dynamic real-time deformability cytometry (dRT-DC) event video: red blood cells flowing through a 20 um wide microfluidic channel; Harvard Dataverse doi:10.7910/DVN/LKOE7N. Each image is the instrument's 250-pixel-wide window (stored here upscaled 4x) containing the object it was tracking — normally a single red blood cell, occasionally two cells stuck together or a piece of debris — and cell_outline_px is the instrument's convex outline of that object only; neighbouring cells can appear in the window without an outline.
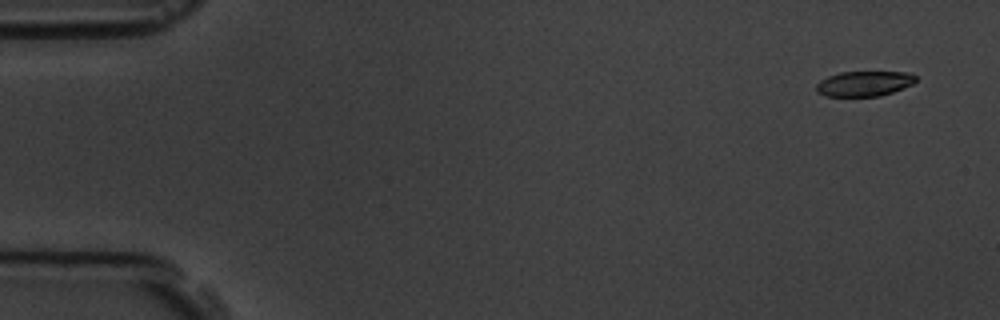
{"species": "common noctule bat (a hibernating species)", "species_latin": "Nyctalus noctula", "temperature_condition": "room temperature", "stored_images_in_passage": 5, "camera_frame_rate_fps": 3000, "um_per_image_px": 0.085, "animal": {"sex": "male", "body_mass_g": 19.5, "forearm_length_mm": 54.6}, "frame": {"image": 1, "passage_image": 1, "time_ms": 0.0, "image_size_px": [1000, 320], "cell_outline_px": [[916, 80], [912, 84], [892, 92], [880, 96], [828, 96], [816, 92], [816, 84], [820, 80], [828, 76], [840, 72], [908, 72], [916, 76]], "centroid_in_image_um": [73.44, 7.1], "position_along_channel_um": 11.6, "area_um2": 14.51}}
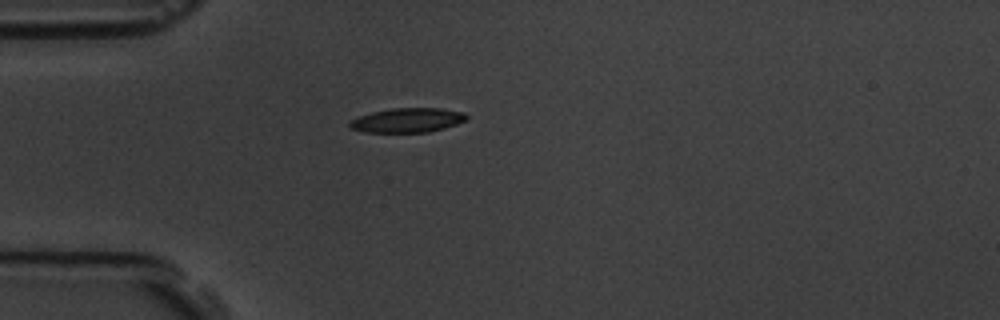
{"frame": {"image": 2, "passage_image": 5, "time_ms": 4.333, "image_size_px": [1000, 320], "cell_outline_px": [[468, 120], [444, 128], [428, 132], [364, 132], [352, 128], [348, 124], [348, 120], [372, 112], [392, 108], [440, 108], [464, 112], [468, 116]], "centroid_in_image_um": [34.65, 10.21], "position_along_channel_um": 50.4, "area_um2": 16.65}}